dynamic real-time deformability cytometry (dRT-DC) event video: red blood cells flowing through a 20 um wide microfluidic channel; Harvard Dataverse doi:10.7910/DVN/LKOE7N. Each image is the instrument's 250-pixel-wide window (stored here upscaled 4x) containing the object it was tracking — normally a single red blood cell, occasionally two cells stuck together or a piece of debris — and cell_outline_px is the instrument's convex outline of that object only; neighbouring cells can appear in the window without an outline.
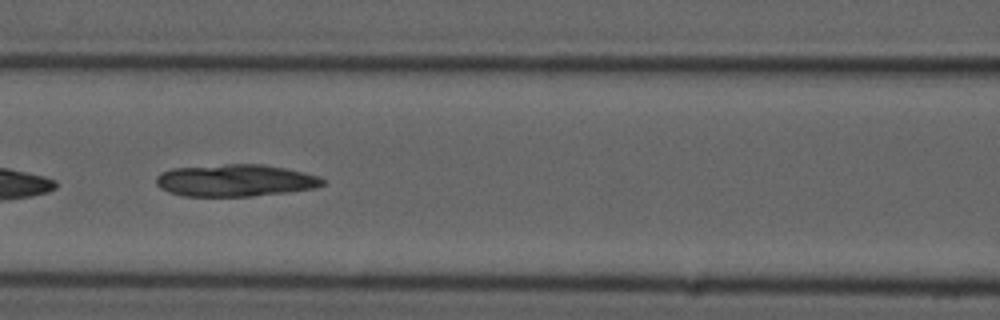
{"species": "common noctule bat (a hibernating species)", "species_latin": "Nyctalus noctula", "temperature_condition": "cold", "stored_images_in_passage": 34, "camera_frame_rate_fps": 3000, "um_per_image_px": 0.085, "animal": {"sex": "male", "forearm_length_mm": 52.5}, "frame": {"image": 1, "passage_image": 8, "time_ms": 2.333, "image_size_px": [1000, 320], "cell_outline_px": [[328, 180], [324, 184], [316, 188], [288, 192], [252, 196], [184, 196], [168, 192], [160, 188], [156, 184], [156, 176], [160, 172], [172, 168], [224, 164], [264, 164], [304, 172], [320, 176]], "centroid_in_image_um": [20.02, 15.33], "position_along_channel_um": 146.6, "area_um2": 31.5}}
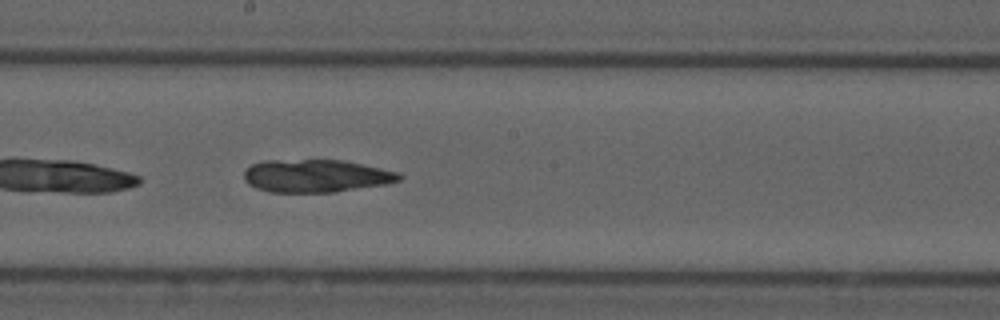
{"frame": {"image": 2, "passage_image": 14, "time_ms": 4.333, "image_size_px": [1000, 320], "cell_outline_px": [[404, 176], [400, 180], [388, 184], [332, 192], [268, 192], [256, 188], [248, 184], [244, 180], [244, 172], [252, 164], [264, 160], [344, 160], [400, 172]], "centroid_in_image_um": [26.88, 14.95], "position_along_channel_um": 221.3, "area_um2": 29.82}}
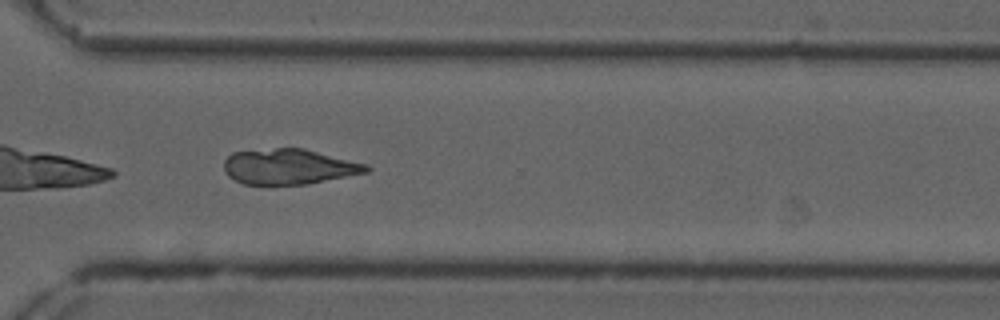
{"frame": {"image": 3, "passage_image": 24, "time_ms": 7.667, "image_size_px": [1000, 320], "cell_outline_px": [[372, 168], [368, 172], [308, 184], [244, 184], [228, 176], [224, 172], [224, 160], [232, 152], [276, 148], [304, 148], [368, 164]], "centroid_in_image_um": [24.58, 14.16], "position_along_channel_um": 346.0, "area_um2": 29.42}}